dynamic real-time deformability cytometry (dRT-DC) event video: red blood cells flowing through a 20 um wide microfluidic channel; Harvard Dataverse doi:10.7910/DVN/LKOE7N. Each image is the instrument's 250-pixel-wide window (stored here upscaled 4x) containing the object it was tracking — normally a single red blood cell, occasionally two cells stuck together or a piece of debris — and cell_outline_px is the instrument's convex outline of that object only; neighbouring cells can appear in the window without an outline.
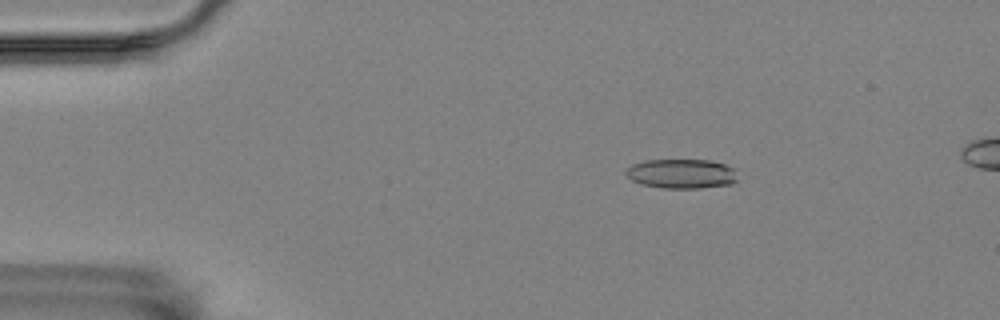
{"species": "Egyptian fruit bat (a non-hibernating species)", "species_latin": "Rousettus aegyptiacus", "temperature_condition": "room temperature", "stored_images_in_passage": 53, "camera_frame_rate_fps": 3000, "um_per_image_px": 0.085, "animal": {"sex": "female"}, "frame": {"image": 1, "passage_image": 6, "time_ms": 1.667, "image_size_px": [1000, 320], "cell_outline_px": [[736, 180], [732, 184], [700, 188], [660, 188], [640, 184], [632, 180], [624, 172], [632, 164], [644, 160], [712, 160], [736, 168]], "centroid_in_image_um": [57.94, 14.76], "position_along_channel_um": 27.1, "area_um2": 19.36}}
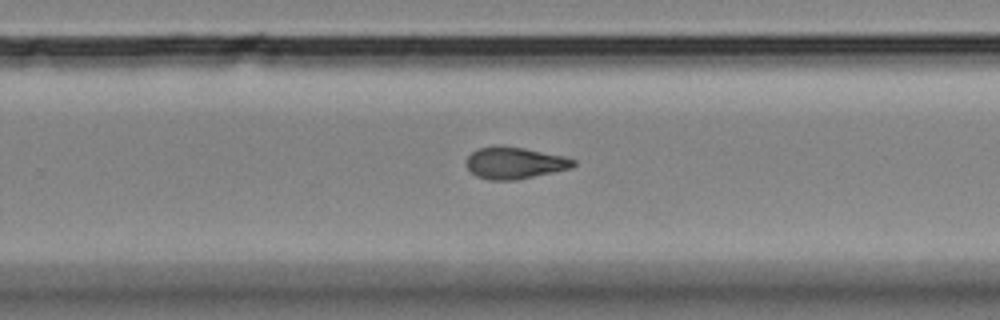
{"frame": {"image": 2, "passage_image": 33, "time_ms": 10.667, "image_size_px": [1000, 320], "cell_outline_px": [[576, 164], [572, 168], [516, 180], [492, 180], [476, 176], [464, 164], [464, 160], [472, 152], [480, 148], [492, 144], [500, 144], [524, 148], [564, 156], [576, 160]], "centroid_in_image_um": [43.72, 13.83], "position_along_channel_um": 286.1, "area_um2": 20.11}}
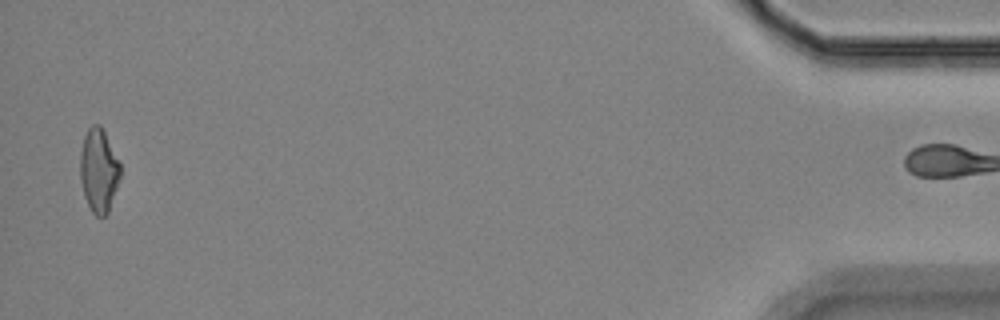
{"frame": {"image": 3, "passage_image": 52, "time_ms": 17.0, "image_size_px": [1000, 320], "cell_outline_px": [[120, 176], [108, 212], [104, 216], [96, 216], [92, 212], [84, 196], [80, 180], [80, 152], [84, 136], [88, 128], [92, 124], [100, 124], [120, 164]], "centroid_in_image_um": [8.37, 14.48], "position_along_channel_um": 426.8, "area_um2": 19.31}, "authors_computed_cell_mechanics": {"area_um2": 19.652, "velocity_mm_per_s": 3.5551, "shape_relaxation_time_tau1_ms": null, "shape_relaxation_time_tau2_ms": 4.0609, "deformation_change_tau1": null, "deformation_change_tau2": 0.125}}